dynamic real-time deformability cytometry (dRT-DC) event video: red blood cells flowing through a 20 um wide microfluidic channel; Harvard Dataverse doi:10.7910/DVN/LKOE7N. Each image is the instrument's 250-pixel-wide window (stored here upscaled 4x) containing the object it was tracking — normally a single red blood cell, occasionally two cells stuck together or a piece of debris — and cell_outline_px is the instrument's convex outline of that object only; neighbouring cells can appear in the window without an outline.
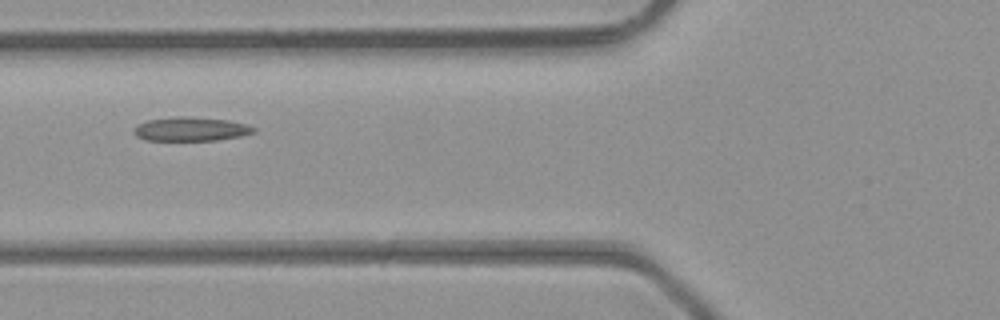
{"species": "common noctule bat (a hibernating species)", "species_latin": "Nyctalus noctula", "temperature_condition": "room temperature", "stored_images_in_passage": 5, "camera_frame_rate_fps": 3000, "um_per_image_px": 0.085, "animal": {"sex": "male", "body_mass_g": 23.1, "forearm_length_mm": 52.7}, "frame": {"image": 1, "passage_image": 5, "time_ms": 1.333, "image_size_px": [1000, 320], "cell_outline_px": [[256, 132], [240, 136], [216, 140], [144, 140], [136, 136], [132, 132], [132, 128], [136, 124], [148, 120], [176, 116], [188, 116], [228, 120], [248, 124], [256, 128]], "centroid_in_image_um": [16.19, 10.96], "position_along_channel_um": 109.6, "area_um2": 16.94}}